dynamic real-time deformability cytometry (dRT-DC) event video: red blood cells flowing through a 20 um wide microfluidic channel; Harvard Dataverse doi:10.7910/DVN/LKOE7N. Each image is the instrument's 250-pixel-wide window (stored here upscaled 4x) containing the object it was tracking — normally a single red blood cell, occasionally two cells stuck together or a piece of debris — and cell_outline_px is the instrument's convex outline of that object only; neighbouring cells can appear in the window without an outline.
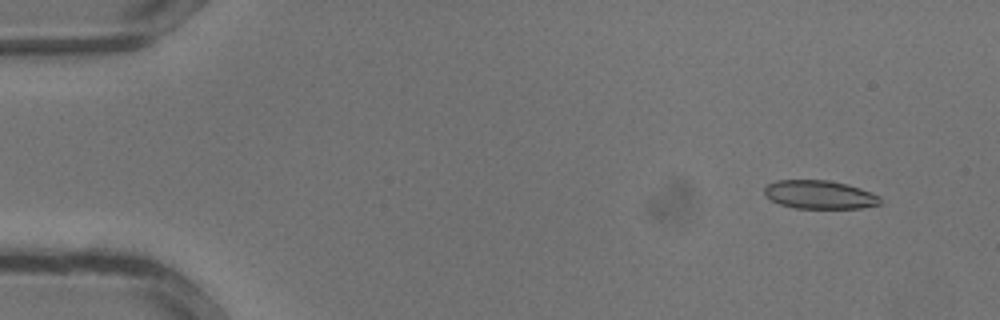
{"species": "common noctule bat (a hibernating species)", "species_latin": "Nyctalus noctula", "temperature_condition": "warm", "stored_images_in_passage": 35, "camera_frame_rate_fps": 3000, "um_per_image_px": 0.085, "animal": {"sex": "male", "body_mass_g": 13.3}, "frame": {"image": 1, "passage_image": 3, "time_ms": 0.667, "image_size_px": [1000, 320], "cell_outline_px": [[880, 204], [860, 208], [792, 208], [780, 204], [764, 196], [764, 188], [768, 184], [776, 180], [828, 180], [848, 184], [860, 188], [880, 196]], "centroid_in_image_um": [69.64, 16.54], "position_along_channel_um": 15.4, "area_um2": 19.25}}
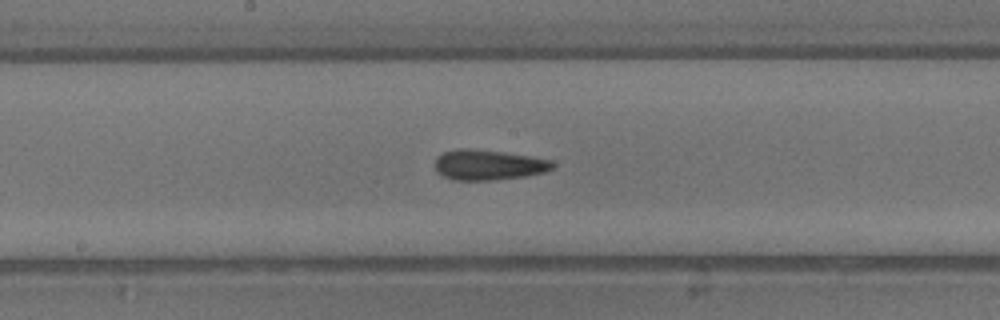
{"frame": {"image": 2, "passage_image": 18, "time_ms": 5.667, "image_size_px": [1000, 320], "cell_outline_px": [[556, 164], [552, 168], [544, 172], [528, 176], [496, 180], [452, 180], [436, 172], [436, 156], [444, 152], [460, 148], [464, 148], [500, 152], [532, 156], [552, 160]], "centroid_in_image_um": [41.53, 14.03], "position_along_channel_um": 206.7, "area_um2": 20.81}}
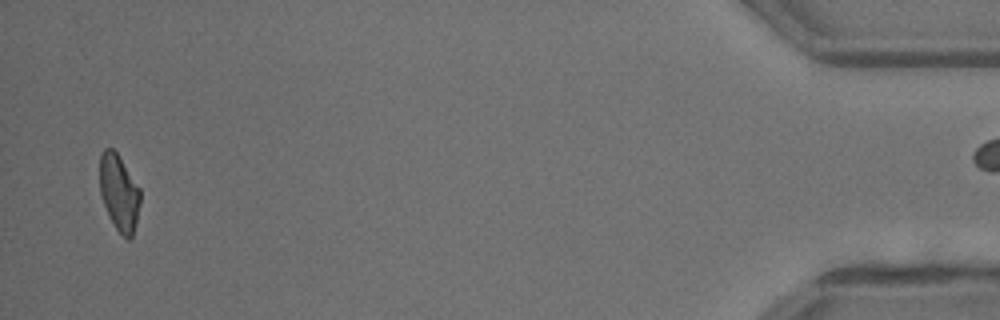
{"frame": {"image": 3, "passage_image": 33, "time_ms": 10.667, "image_size_px": [1000, 320], "cell_outline_px": [[140, 204], [132, 236], [128, 240], [116, 228], [100, 196], [100, 152], [104, 148], [112, 148], [116, 152], [140, 188]], "centroid_in_image_um": [10.11, 16.33], "position_along_channel_um": 425.1, "area_um2": 17.69}}